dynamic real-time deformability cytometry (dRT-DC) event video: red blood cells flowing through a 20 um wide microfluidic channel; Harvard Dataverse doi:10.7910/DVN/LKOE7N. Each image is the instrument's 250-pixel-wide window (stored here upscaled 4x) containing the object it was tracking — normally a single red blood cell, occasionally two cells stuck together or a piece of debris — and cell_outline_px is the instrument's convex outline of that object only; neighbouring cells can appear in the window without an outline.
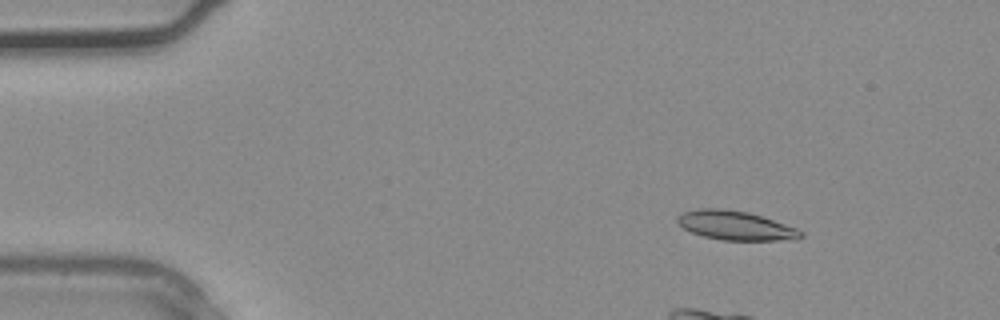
{"species": "common noctule bat (a hibernating species)", "species_latin": "Nyctalus noctula", "temperature_condition": "warm", "stored_images_in_passage": 32, "camera_frame_rate_fps": 3000, "um_per_image_px": 0.085, "animal": {"sex": "male", "body_mass_g": 20.4}, "frame": {"image": 1, "passage_image": 1, "time_ms": 0.0, "image_size_px": [1000, 320], "cell_outline_px": [[804, 236], [796, 240], [724, 240], [704, 236], [692, 232], [684, 228], [676, 220], [676, 216], [684, 212], [700, 208], [720, 208], [748, 212], [796, 228], [804, 232]], "centroid_in_image_um": [62.54, 19.17], "position_along_channel_um": 22.5, "area_um2": 20.75}}